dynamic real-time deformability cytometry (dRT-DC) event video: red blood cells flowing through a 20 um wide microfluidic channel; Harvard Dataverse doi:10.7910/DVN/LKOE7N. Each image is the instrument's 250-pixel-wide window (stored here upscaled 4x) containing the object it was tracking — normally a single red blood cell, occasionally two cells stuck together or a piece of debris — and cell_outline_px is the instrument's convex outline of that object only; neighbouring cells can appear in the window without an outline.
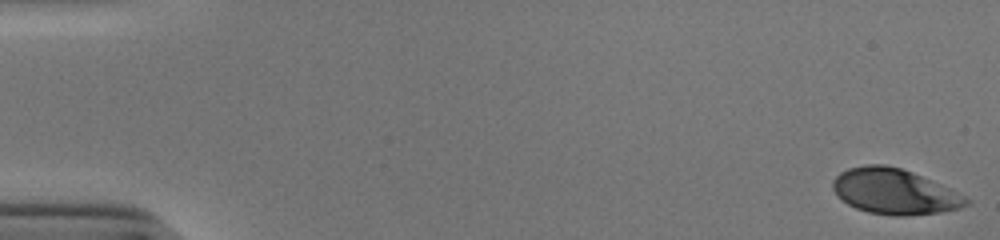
{"species": "human", "species_latin": "Homo sapiens", "temperature_condition": "cold", "stored_images_in_passage": 49, "camera_frame_rate_fps": 3000, "um_per_image_px": 0.085, "donor": {"sex": "male"}, "frame": {"image": 1, "passage_image": 1, "time_ms": 0.0, "image_size_px": [1000, 240], "cell_outline_px": [[968, 204], [960, 208], [940, 212], [904, 216], [892, 216], [868, 212], [856, 208], [848, 204], [832, 188], [832, 180], [840, 172], [848, 168], [864, 164], [884, 164], [900, 168], [912, 172], [948, 188], [964, 196], [968, 200]], "centroid_in_image_um": [75.99, 16.27], "position_along_channel_um": 9.0, "area_um2": 34.97}}
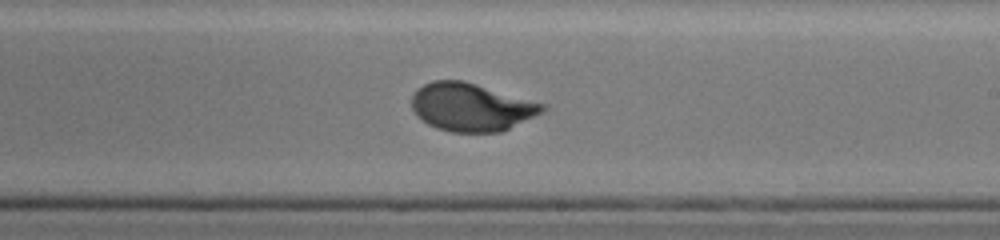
{"frame": {"image": 2, "passage_image": 32, "time_ms": 10.333, "image_size_px": [1000, 240], "cell_outline_px": [[548, 108], [544, 112], [500, 132], [452, 132], [436, 128], [428, 124], [416, 116], [412, 108], [412, 96], [416, 88], [432, 80], [464, 80], [548, 104]], "centroid_in_image_um": [40.08, 9.09], "position_along_channel_um": 248.9, "area_um2": 36.99}}
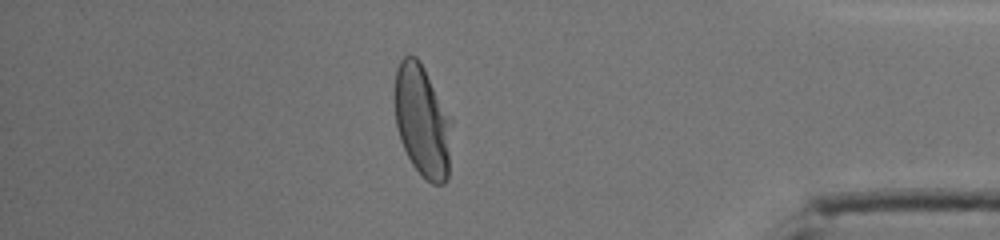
{"frame": {"image": 3, "passage_image": 46, "time_ms": 15.0, "image_size_px": [1000, 240], "cell_outline_px": [[452, 124], [448, 176], [444, 184], [432, 184], [412, 164], [400, 140], [396, 124], [392, 96], [396, 68], [400, 60], [408, 52], [416, 56], [420, 60], [452, 120]], "centroid_in_image_um": [35.86, 10.21], "position_along_channel_um": 399.3, "area_um2": 37.74}, "authors_computed_cell_mechanics": {"area_um2": 36.4718, "velocity_mm_per_s": 3.8964, "shape_relaxation_time_tau1_ms": 3.9143, "shape_relaxation_time_tau2_ms": null, "deformation_change_tau1": 0.1775, "deformation_change_tau2": null}}